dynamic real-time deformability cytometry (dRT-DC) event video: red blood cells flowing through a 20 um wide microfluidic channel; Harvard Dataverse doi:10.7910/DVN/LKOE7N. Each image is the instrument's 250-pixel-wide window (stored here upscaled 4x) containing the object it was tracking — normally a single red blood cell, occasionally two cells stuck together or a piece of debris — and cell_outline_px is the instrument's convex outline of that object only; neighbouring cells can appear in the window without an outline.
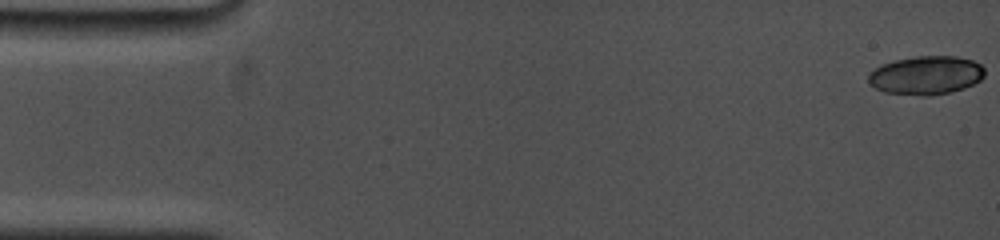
{"species": "common noctule bat (a hibernating species)", "species_latin": "Nyctalus noctula", "temperature_condition": "cold", "stored_images_in_passage": 24, "camera_frame_rate_fps": 5000, "um_per_image_px": 0.085, "animal": {"sex": "female", "body_mass_g": 19.0, "forearm_length_mm": 53.3}, "frame": {"image": 1, "passage_image": 1, "time_ms": 0.0, "image_size_px": [1000, 240], "cell_outline_px": [[984, 76], [980, 80], [964, 88], [948, 92], [928, 96], [924, 96], [884, 92], [868, 84], [868, 72], [880, 64], [896, 60], [916, 56], [956, 56], [972, 60], [980, 64], [984, 68]], "centroid_in_image_um": [78.68, 6.39], "position_along_channel_um": 6.3, "area_um2": 26.24}}
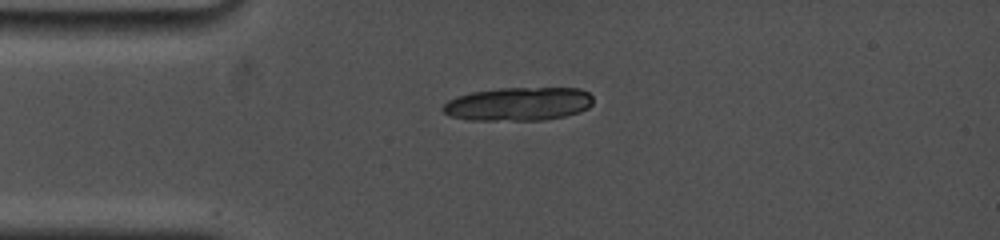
{"frame": {"image": 2, "passage_image": 21, "time_ms": 4.0, "image_size_px": [1000, 240], "cell_outline_px": [[592, 104], [588, 108], [580, 112], [564, 116], [544, 120], [468, 120], [452, 116], [444, 112], [440, 108], [448, 100], [456, 96], [472, 92], [500, 88], [580, 88], [588, 92], [592, 96]], "centroid_in_image_um": [44.07, 8.83], "position_along_channel_um": 40.9, "area_um2": 29.42}}